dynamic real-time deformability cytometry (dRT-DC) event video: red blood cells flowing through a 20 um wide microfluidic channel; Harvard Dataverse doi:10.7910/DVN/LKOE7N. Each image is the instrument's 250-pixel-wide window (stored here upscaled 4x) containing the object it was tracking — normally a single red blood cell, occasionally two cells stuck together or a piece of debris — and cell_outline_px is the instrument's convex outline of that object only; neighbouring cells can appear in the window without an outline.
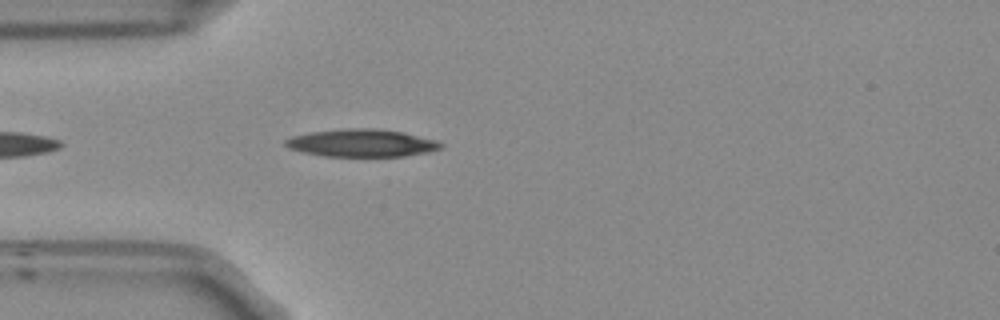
{"species": "Egyptian fruit bat (a non-hibernating species)", "species_latin": "Rousettus aegyptiacus", "temperature_condition": "room temperature", "stored_images_in_passage": 7, "camera_frame_rate_fps": 3000, "um_per_image_px": 0.085, "frame": {"image": 1, "passage_image": 3, "time_ms": 0.667, "image_size_px": [1000, 320], "cell_outline_px": [[444, 148], [428, 152], [404, 156], [324, 156], [304, 152], [288, 148], [284, 144], [284, 140], [292, 136], [308, 132], [344, 128], [376, 128], [404, 132], [436, 140], [444, 144]], "centroid_in_image_um": [30.76, 12.14], "position_along_channel_um": 54.2, "area_um2": 25.2}}